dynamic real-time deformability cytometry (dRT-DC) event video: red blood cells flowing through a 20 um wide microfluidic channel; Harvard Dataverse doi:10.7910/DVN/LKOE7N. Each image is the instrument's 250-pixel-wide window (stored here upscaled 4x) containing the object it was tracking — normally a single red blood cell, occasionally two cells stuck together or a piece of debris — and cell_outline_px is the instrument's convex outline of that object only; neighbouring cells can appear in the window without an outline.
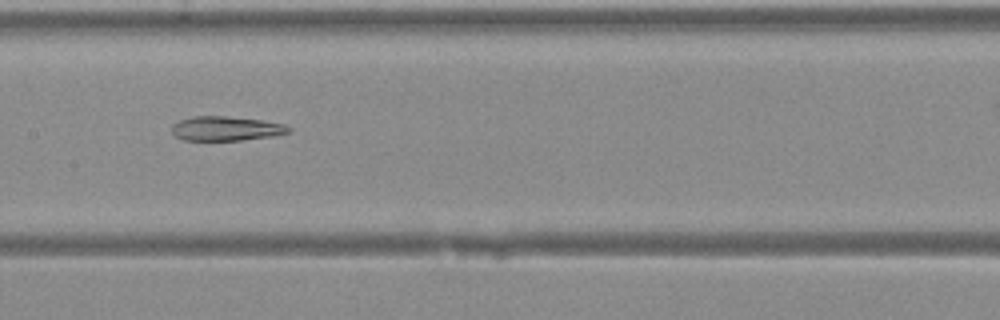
{"species": "Egyptian fruit bat (a non-hibernating species)", "species_latin": "Rousettus aegyptiacus", "temperature_condition": "warm", "stored_images_in_passage": 33, "camera_frame_rate_fps": 3000, "um_per_image_px": 0.085, "animal": {"sex": "female"}, "frame": {"image": 1, "passage_image": 17, "time_ms": 5.333, "image_size_px": [1000, 320], "cell_outline_px": [[292, 132], [272, 136], [240, 140], [184, 140], [176, 136], [172, 132], [172, 124], [180, 120], [192, 116], [224, 116], [260, 120], [284, 124], [292, 128]], "centroid_in_image_um": [19.22, 10.92], "position_along_channel_um": 188.2, "area_um2": 16.53}}
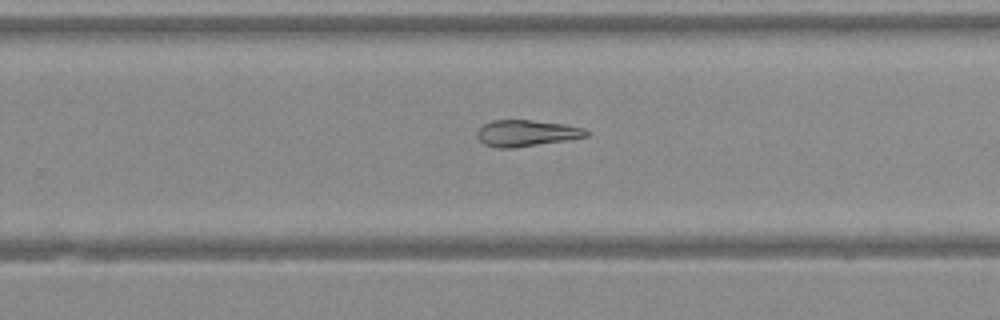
{"frame": {"image": 2, "passage_image": 23, "time_ms": 7.333, "image_size_px": [1000, 320], "cell_outline_px": [[588, 136], [564, 140], [512, 148], [496, 148], [484, 144], [476, 136], [476, 132], [484, 124], [492, 120], [532, 120], [564, 124], [584, 128], [588, 132]], "centroid_in_image_um": [44.7, 11.31], "position_along_channel_um": 285.1, "area_um2": 16.59}}
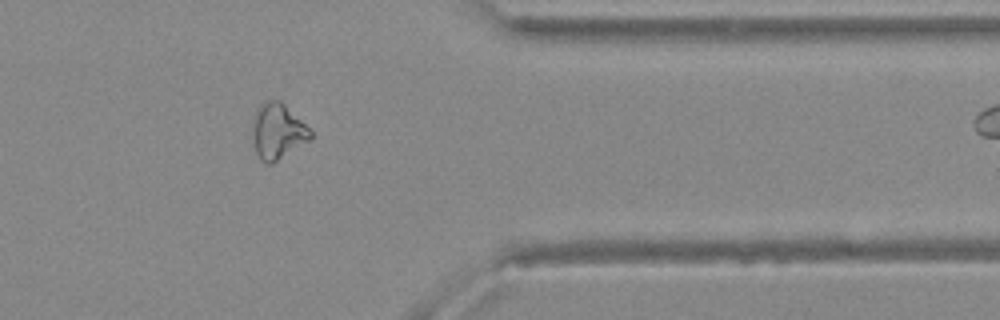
{"frame": {"image": 3, "passage_image": 30, "time_ms": 9.667, "image_size_px": [1000, 320], "cell_outline_px": [[312, 136], [308, 140], [272, 164], [268, 164], [260, 160], [256, 152], [252, 140], [252, 120], [256, 108], [260, 104], [268, 100], [280, 100], [312, 132]], "centroid_in_image_um": [23.53, 11.16], "position_along_channel_um": 387.9, "area_um2": 18.61}}